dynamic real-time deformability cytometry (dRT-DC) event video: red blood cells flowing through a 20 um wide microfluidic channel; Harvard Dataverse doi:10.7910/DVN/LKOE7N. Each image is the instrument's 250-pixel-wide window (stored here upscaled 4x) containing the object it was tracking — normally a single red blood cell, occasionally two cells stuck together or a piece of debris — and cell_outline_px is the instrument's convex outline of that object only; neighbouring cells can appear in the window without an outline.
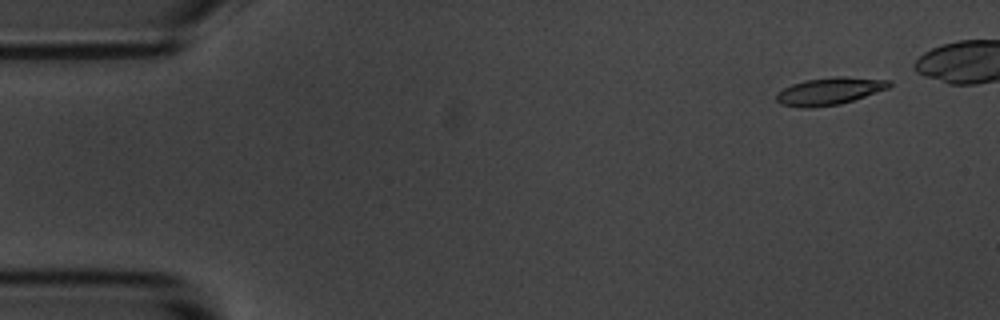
{"species": "common noctule bat (a hibernating species)", "species_latin": "Nyctalus noctula", "temperature_condition": "room temperature", "stored_images_in_passage": 8, "camera_frame_rate_fps": 3000, "um_per_image_px": 0.085, "animal": {"sex": "male", "body_mass_g": 20.1, "forearm_length_mm": 53.5}, "frame": {"image": 1, "passage_image": 1, "time_ms": 0.0, "image_size_px": [1000, 320], "cell_outline_px": [[892, 84], [888, 88], [840, 104], [812, 108], [800, 108], [780, 104], [776, 100], [776, 92], [792, 84], [804, 80], [836, 76], [844, 76], [892, 80]], "centroid_in_image_um": [70.47, 7.74], "position_along_channel_um": 14.5, "area_um2": 18.09}}
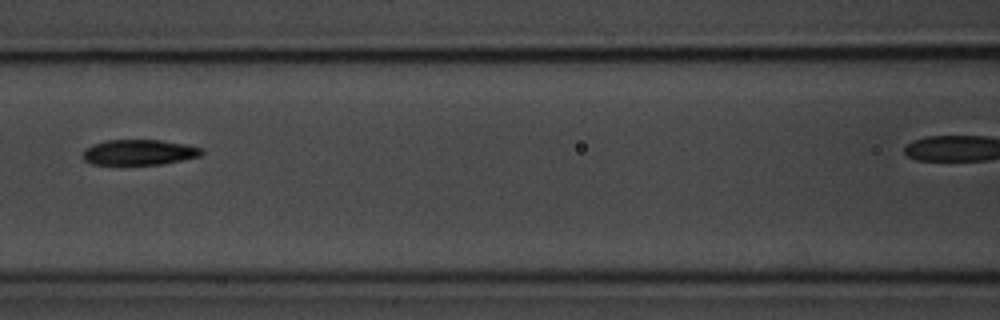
{"frame": {"image": 2, "passage_image": 7, "time_ms": 7.0, "image_size_px": [1000, 320], "cell_outline_px": [[204, 152], [200, 156], [160, 164], [92, 164], [84, 160], [84, 148], [92, 144], [104, 140], [160, 140], [188, 144], [200, 148]], "centroid_in_image_um": [11.81, 12.93], "position_along_channel_um": 154.8, "area_um2": 17.51}}